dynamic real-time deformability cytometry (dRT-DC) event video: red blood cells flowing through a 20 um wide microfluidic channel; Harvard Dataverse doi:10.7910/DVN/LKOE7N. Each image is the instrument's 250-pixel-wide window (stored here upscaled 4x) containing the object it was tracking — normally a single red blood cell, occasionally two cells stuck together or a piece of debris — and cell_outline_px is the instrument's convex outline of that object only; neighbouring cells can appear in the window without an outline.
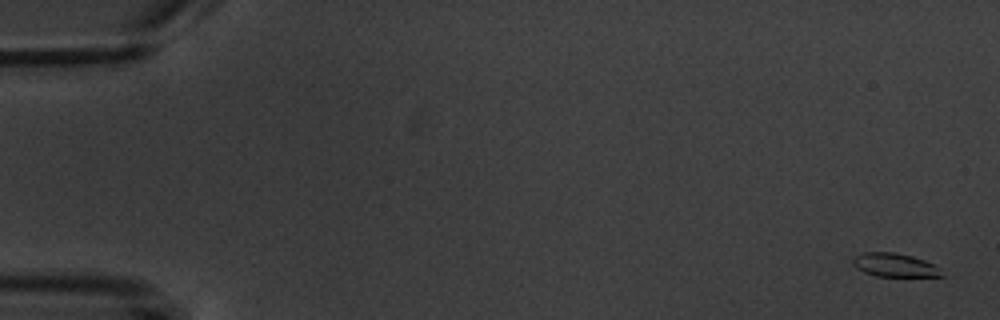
{"species": "common noctule bat (a hibernating species)", "species_latin": "Nyctalus noctula", "temperature_condition": "warm", "stored_images_in_passage": 9, "camera_frame_rate_fps": 3000, "um_per_image_px": 0.085, "animal": {"sex": "male", "body_mass_g": 20.1, "forearm_length_mm": 53.5}, "frame": {"image": 1, "passage_image": 1, "time_ms": 0.0, "image_size_px": [1000, 320], "cell_outline_px": [[944, 276], [876, 276], [864, 272], [856, 268], [852, 264], [852, 260], [856, 256], [864, 252], [896, 252], [912, 256], [924, 260], [940, 268]], "centroid_in_image_um": [76.03, 22.52], "position_along_channel_um": 9.0, "area_um2": 12.14}}
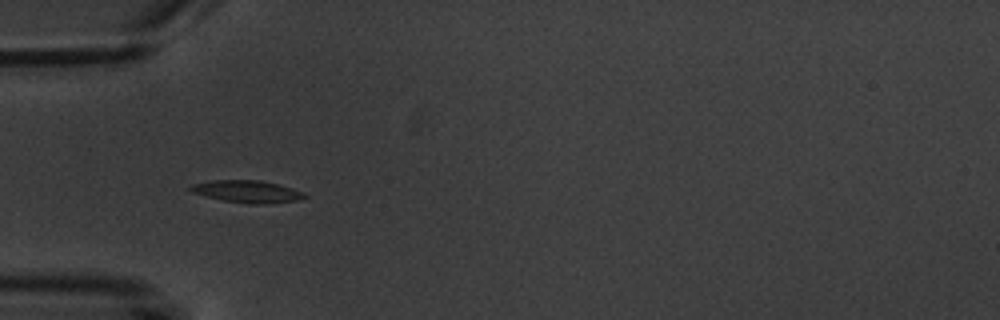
{"frame": {"image": 2, "passage_image": 6, "time_ms": 5.667, "image_size_px": [1000, 320], "cell_outline_px": [[308, 196], [296, 200], [264, 204], [248, 204], [224, 200], [192, 192], [188, 188], [192, 184], [212, 180], [260, 180], [292, 188], [304, 192]], "centroid_in_image_um": [21.01, 16.27], "position_along_channel_um": 64.0, "area_um2": 14.57}}
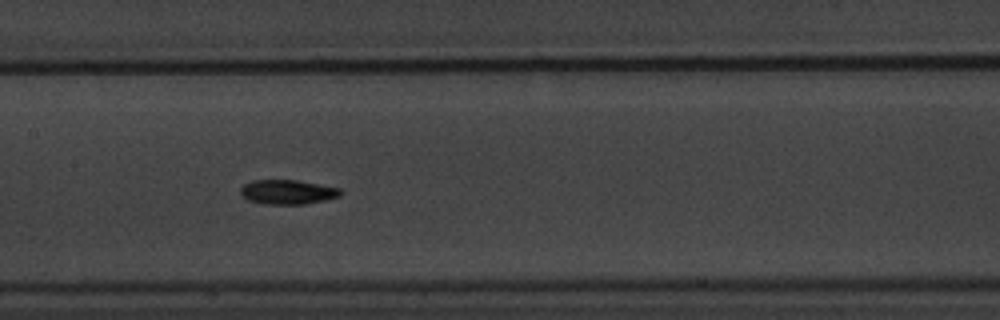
{"frame": {"image": 3, "passage_image": 9, "time_ms": 9.0, "image_size_px": [1000, 320], "cell_outline_px": [[344, 192], [340, 196], [324, 200], [304, 204], [264, 204], [248, 200], [240, 192], [240, 188], [244, 184], [252, 180], [296, 180], [340, 188]], "centroid_in_image_um": [24.45, 16.32], "position_along_channel_um": 182.9, "area_um2": 14.22}}